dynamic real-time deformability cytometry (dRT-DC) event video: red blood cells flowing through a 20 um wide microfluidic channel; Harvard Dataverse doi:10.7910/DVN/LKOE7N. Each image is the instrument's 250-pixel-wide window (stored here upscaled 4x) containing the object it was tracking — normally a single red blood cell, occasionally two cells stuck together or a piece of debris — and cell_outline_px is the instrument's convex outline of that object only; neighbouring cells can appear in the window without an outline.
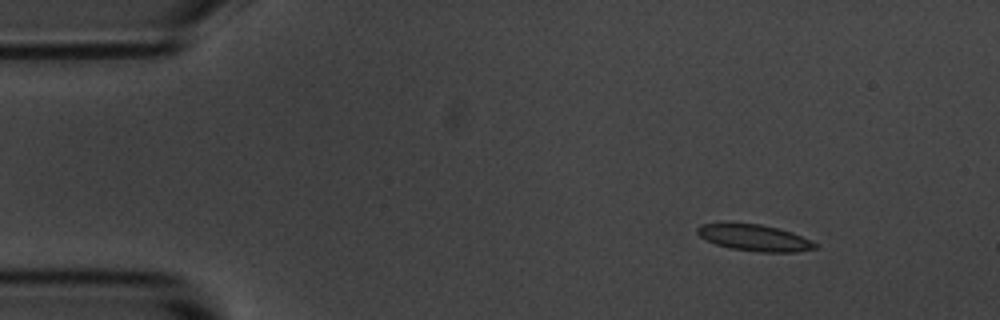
{"species": "common noctule bat (a hibernating species)", "species_latin": "Nyctalus noctula", "temperature_condition": "room temperature", "stored_images_in_passage": 9, "camera_frame_rate_fps": 3000, "um_per_image_px": 0.085, "animal": {"sex": "male", "body_mass_g": 20.1, "forearm_length_mm": 53.5}, "frame": {"image": 1, "passage_image": 1, "time_ms": 0.0, "image_size_px": [1000, 320], "cell_outline_px": [[820, 244], [816, 248], [796, 252], [760, 252], [732, 248], [716, 244], [700, 236], [696, 232], [696, 228], [700, 224], [760, 224], [792, 232], [812, 240]], "centroid_in_image_um": [64.2, 20.22], "position_along_channel_um": 20.8, "area_um2": 17.86}}
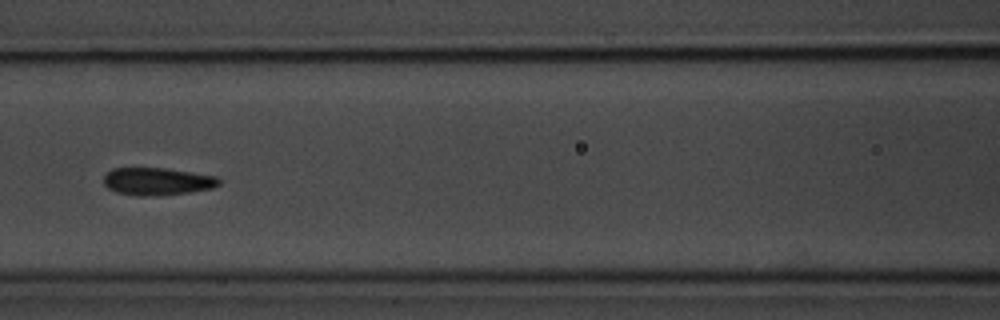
{"frame": {"image": 2, "passage_image": 6, "time_ms": 5.667, "image_size_px": [1000, 320], "cell_outline_px": [[220, 184], [212, 188], [188, 192], [144, 196], [140, 196], [116, 192], [108, 188], [104, 184], [104, 176], [112, 168], [168, 168], [216, 176], [220, 180]], "centroid_in_image_um": [13.36, 15.4], "position_along_channel_um": 153.2, "area_um2": 18.32}}
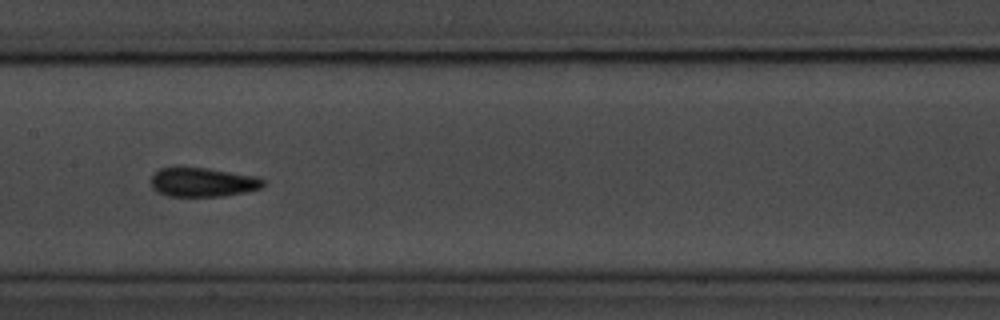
{"frame": {"image": 3, "passage_image": 7, "time_ms": 6.667, "image_size_px": [1000, 320], "cell_outline_px": [[264, 184], [260, 188], [244, 192], [224, 196], [168, 196], [156, 192], [152, 188], [152, 176], [160, 168], [176, 164], [208, 168], [260, 176], [264, 180]], "centroid_in_image_um": [17.2, 15.44], "position_along_channel_um": 190.2, "area_um2": 19.71}}